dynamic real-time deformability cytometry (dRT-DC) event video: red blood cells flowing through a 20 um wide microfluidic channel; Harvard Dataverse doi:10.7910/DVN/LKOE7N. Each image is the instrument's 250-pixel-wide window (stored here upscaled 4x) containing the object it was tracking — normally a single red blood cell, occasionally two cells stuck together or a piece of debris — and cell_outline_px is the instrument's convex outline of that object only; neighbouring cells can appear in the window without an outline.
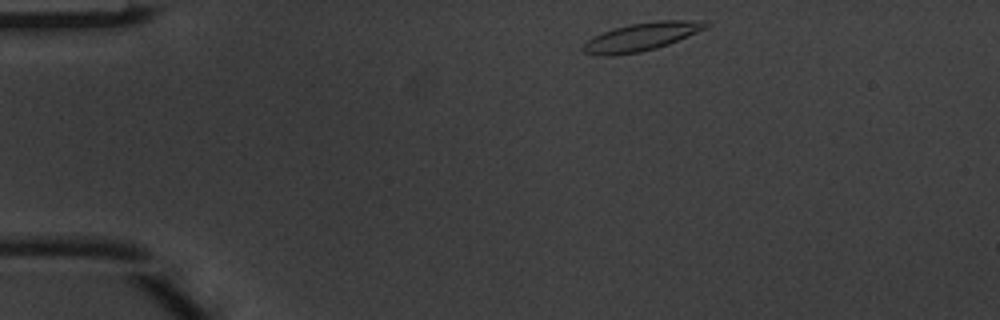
{"species": "common noctule bat (a hibernating species)", "species_latin": "Nyctalus noctula", "temperature_condition": "warm", "stored_images_in_passage": 3, "camera_frame_rate_fps": 3000, "um_per_image_px": 0.085, "animal": {"sex": "male", "body_mass_g": 20.1, "forearm_length_mm": 53.5}, "frame": {"image": 1, "passage_image": 1, "time_ms": 0.0, "image_size_px": [1000, 320], "cell_outline_px": [[712, 24], [708, 28], [668, 44], [656, 48], [640, 52], [612, 56], [596, 56], [584, 52], [580, 48], [588, 40], [612, 28], [628, 24], [656, 20], [708, 20]], "centroid_in_image_um": [54.57, 3.11], "position_along_channel_um": 30.4, "area_um2": 20.4}}
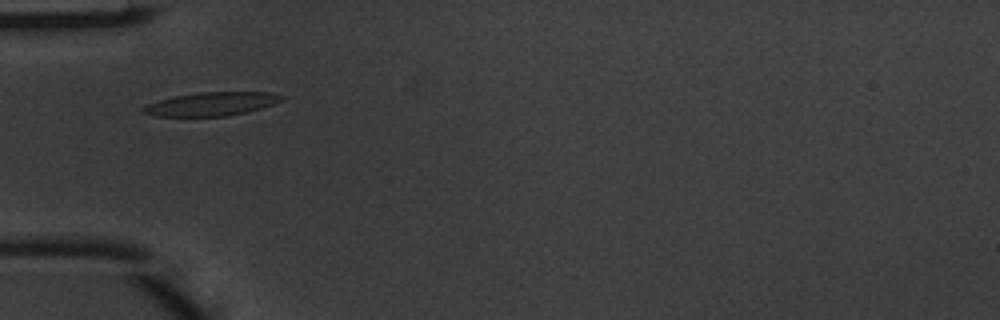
{"frame": {"image": 2, "passage_image": 3, "time_ms": 0.667, "image_size_px": [1000, 320], "cell_outline_px": [[284, 100], [248, 112], [228, 116], [156, 116], [140, 112], [140, 108], [148, 104], [172, 96], [200, 92], [268, 92], [284, 96]], "centroid_in_image_um": [17.95, 8.84], "position_along_channel_um": 67.1, "area_um2": 19.02}}